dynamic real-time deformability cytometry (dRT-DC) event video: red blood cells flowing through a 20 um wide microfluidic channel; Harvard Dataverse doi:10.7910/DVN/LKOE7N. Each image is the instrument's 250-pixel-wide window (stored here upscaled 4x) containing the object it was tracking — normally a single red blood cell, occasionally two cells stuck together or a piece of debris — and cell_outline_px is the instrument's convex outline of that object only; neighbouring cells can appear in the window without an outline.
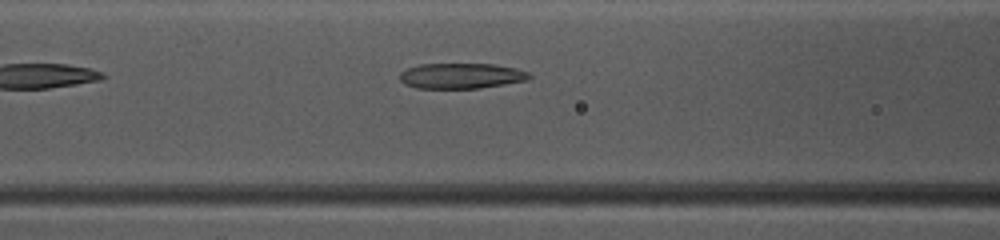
{"species": "common noctule bat (a hibernating species)", "species_latin": "Nyctalus noctula", "temperature_condition": "warm", "stored_images_in_passage": 34, "camera_frame_rate_fps": 3000, "um_per_image_px": 0.085, "animal": {"sex": "female", "body_mass_g": 10.0, "forearm_length_mm": 53.1}, "frame": {"image": 1, "passage_image": 6, "time_ms": 1.667, "image_size_px": [1000, 240], "cell_outline_px": [[532, 76], [528, 80], [480, 88], [416, 88], [404, 84], [400, 80], [400, 72], [408, 68], [420, 64], [496, 64], [516, 68], [528, 72]], "centroid_in_image_um": [39.21, 6.44], "position_along_channel_um": 127.4, "area_um2": 19.25}}
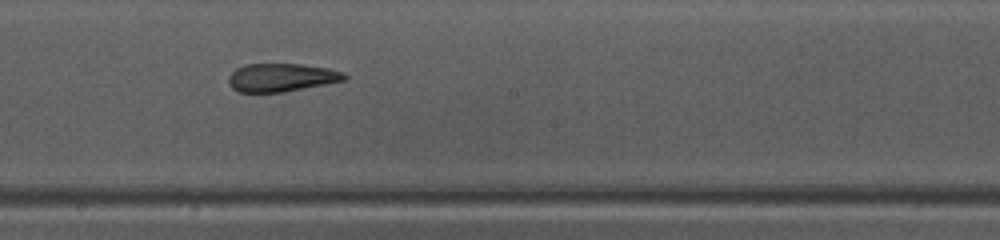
{"frame": {"image": 2, "passage_image": 13, "time_ms": 4.0, "image_size_px": [1000, 240], "cell_outline_px": [[348, 76], [344, 80], [284, 92], [236, 92], [228, 84], [228, 76], [236, 68], [244, 64], [300, 64], [328, 68], [344, 72]], "centroid_in_image_um": [23.88, 6.58], "position_along_channel_um": 224.3, "area_um2": 19.07}}
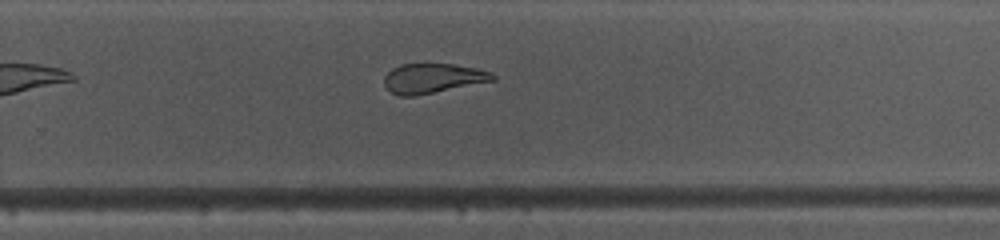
{"frame": {"image": 3, "passage_image": 18, "time_ms": 5.667, "image_size_px": [1000, 240], "cell_outline_px": [[496, 80], [416, 96], [400, 96], [392, 92], [384, 84], [384, 76], [392, 68], [400, 64], [456, 64], [476, 68], [492, 72], [496, 76]], "centroid_in_image_um": [36.81, 6.65], "position_along_channel_um": 293.0, "area_um2": 18.84}, "authors_computed_cell_mechanics": {"area_um2": 19.6231, "velocity_mm_per_s": 4.1426, "shape_relaxation_time_tau1_ms": null, "shape_relaxation_time_tau2_ms": 2.5263, "deformation_change_tau1": null, "deformation_change_tau2": 0.1252}}